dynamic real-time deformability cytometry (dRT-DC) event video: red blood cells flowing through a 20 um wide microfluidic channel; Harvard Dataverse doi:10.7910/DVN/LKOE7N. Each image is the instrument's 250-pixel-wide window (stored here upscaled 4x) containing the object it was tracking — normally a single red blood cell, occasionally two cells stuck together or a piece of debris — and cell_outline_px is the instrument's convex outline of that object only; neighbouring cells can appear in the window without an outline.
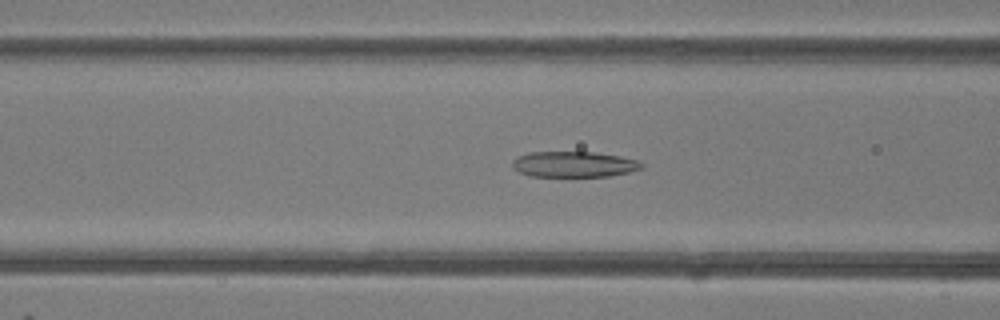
{"species": "common noctule bat (a hibernating species)", "species_latin": "Nyctalus noctula", "temperature_condition": "room temperature", "stored_images_in_passage": 37, "camera_frame_rate_fps": 3000, "um_per_image_px": 0.085, "animal": {"sex": "female"}, "frame": {"image": 1, "passage_image": 8, "time_ms": 2.333, "image_size_px": [1000, 320], "cell_outline_px": [[644, 168], [628, 172], [608, 176], [528, 176], [512, 168], [512, 160], [516, 156], [528, 152], [596, 152], [620, 156], [640, 160], [644, 164]], "centroid_in_image_um": [48.78, 13.95], "position_along_channel_um": 117.8, "area_um2": 19.59}}
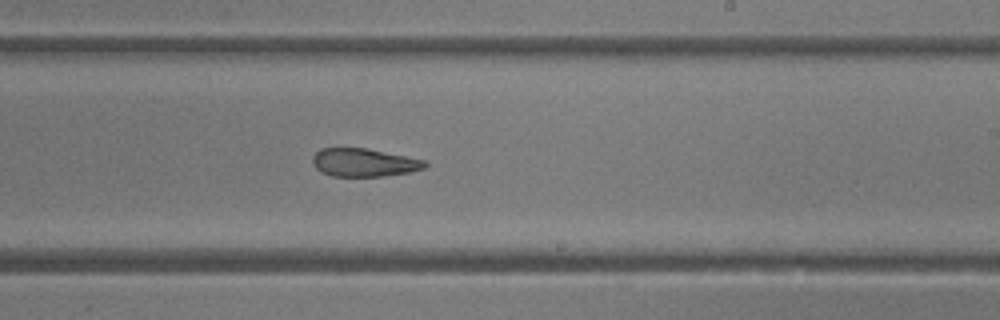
{"frame": {"image": 2, "passage_image": 18, "time_ms": 5.667, "image_size_px": [1000, 320], "cell_outline_px": [[428, 164], [424, 168], [412, 172], [384, 176], [332, 176], [320, 172], [312, 164], [312, 156], [320, 148], [368, 148], [424, 160]], "centroid_in_image_um": [30.91, 13.81], "position_along_channel_um": 258.1, "area_um2": 18.55}}
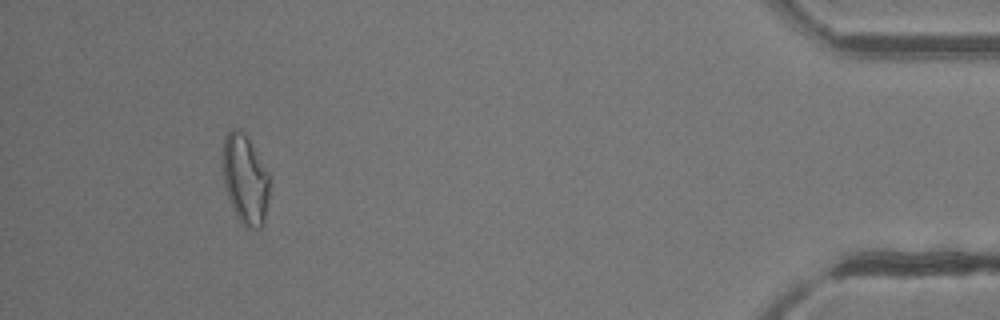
{"frame": {"image": 3, "passage_image": 34, "time_ms": 11.0, "image_size_px": [1000, 320], "cell_outline_px": [[268, 200], [264, 224], [260, 228], [248, 228], [236, 216], [228, 196], [224, 184], [224, 136], [232, 128], [240, 128], [244, 132], [268, 172]], "centroid_in_image_um": [20.85, 15.24], "position_along_channel_um": 414.4, "area_um2": 23.93}, "authors_computed_cell_mechanics": {"area_um2": 20.808, "velocity_mm_per_s": 4.2128, "shape_relaxation_time_tau1_ms": null, "shape_relaxation_time_tau2_ms": 4.4772, "deformation_change_tau1": null, "deformation_change_tau2": 0.1566}}